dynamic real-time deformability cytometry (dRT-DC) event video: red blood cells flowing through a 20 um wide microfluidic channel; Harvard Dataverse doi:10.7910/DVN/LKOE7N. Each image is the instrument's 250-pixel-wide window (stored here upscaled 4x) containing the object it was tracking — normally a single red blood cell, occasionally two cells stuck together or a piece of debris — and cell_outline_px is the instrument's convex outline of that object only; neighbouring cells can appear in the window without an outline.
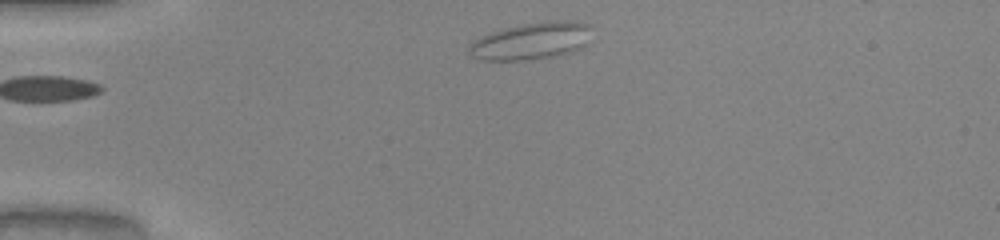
{"species": "common noctule bat (a hibernating species)", "species_latin": "Nyctalus noctula", "temperature_condition": "warm", "stored_images_in_passage": 41, "camera_frame_rate_fps": 3000, "um_per_image_px": 0.085, "animal": {"sex": "male", "body_mass_g": 20.0, "forearm_length_mm": 53.3}, "frame": {"image": 1, "passage_image": 1, "time_ms": 0.0, "image_size_px": [1000, 240], "cell_outline_px": [[588, 44], [580, 48], [552, 56], [524, 60], [484, 60], [472, 56], [468, 52], [468, 44], [472, 40], [480, 36], [504, 28], [524, 24], [548, 20], [576, 20], [588, 24]], "centroid_in_image_um": [45.12, 3.47], "position_along_channel_um": 39.9, "area_um2": 26.36}}
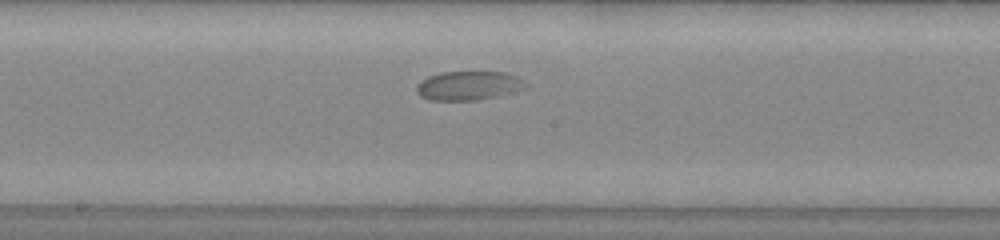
{"frame": {"image": 2, "passage_image": 17, "time_ms": 5.333, "image_size_px": [1000, 240], "cell_outline_px": [[528, 88], [496, 96], [476, 100], [432, 100], [420, 96], [416, 92], [416, 84], [420, 80], [428, 76], [444, 72], [504, 72], [516, 76], [524, 80], [528, 84]], "centroid_in_image_um": [39.82, 7.27], "position_along_channel_um": 208.4, "area_um2": 18.5}}
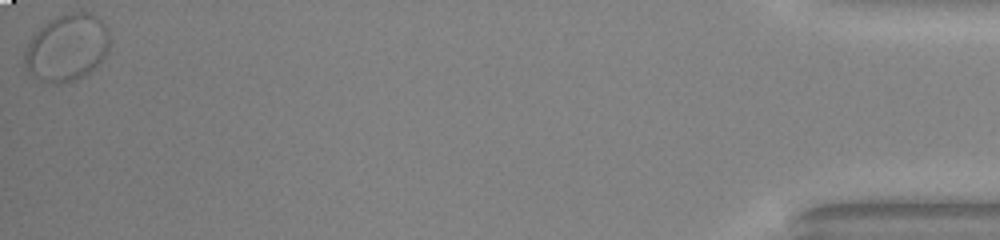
{"frame": {"image": 3, "passage_image": 41, "time_ms": 13.333, "image_size_px": [1000, 240], "cell_outline_px": [[112, 40], [104, 56], [88, 72], [72, 80], [56, 84], [40, 80], [28, 72], [24, 68], [24, 52], [32, 36], [48, 20], [68, 12], [88, 12], [96, 16], [108, 28]], "centroid_in_image_um": [5.68, 4.02], "position_along_channel_um": 429.5, "area_um2": 33.0}}